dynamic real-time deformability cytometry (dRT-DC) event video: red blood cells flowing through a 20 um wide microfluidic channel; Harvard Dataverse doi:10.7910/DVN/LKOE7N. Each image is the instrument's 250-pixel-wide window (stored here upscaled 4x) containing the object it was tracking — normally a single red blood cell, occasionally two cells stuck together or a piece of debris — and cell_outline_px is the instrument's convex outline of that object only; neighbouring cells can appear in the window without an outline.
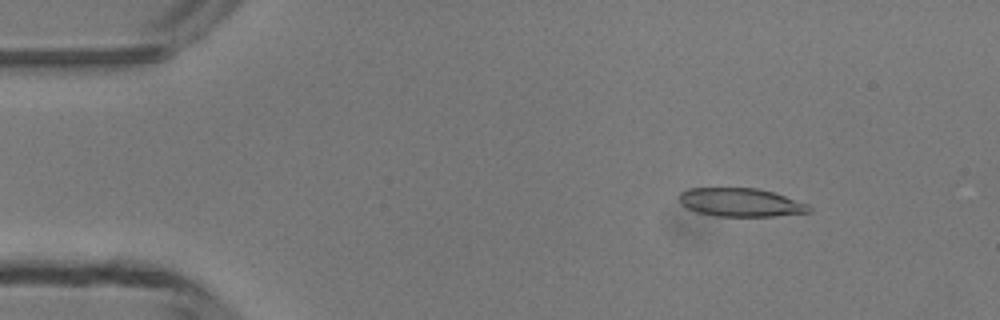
{"species": "common noctule bat (a hibernating species)", "species_latin": "Nyctalus noctula", "temperature_condition": "room temperature", "stored_images_in_passage": 4, "camera_frame_rate_fps": 3000, "um_per_image_px": 0.085, "animal": {"sex": "male", "body_mass_g": 13.3}, "frame": {"image": 1, "passage_image": 1, "time_ms": 0.0, "image_size_px": [1000, 320], "cell_outline_px": [[812, 212], [776, 216], [716, 216], [696, 212], [680, 204], [680, 192], [688, 188], [756, 188], [772, 192], [808, 204], [812, 208]], "centroid_in_image_um": [62.95, 17.21], "position_along_channel_um": 22.0, "area_um2": 21.5}}